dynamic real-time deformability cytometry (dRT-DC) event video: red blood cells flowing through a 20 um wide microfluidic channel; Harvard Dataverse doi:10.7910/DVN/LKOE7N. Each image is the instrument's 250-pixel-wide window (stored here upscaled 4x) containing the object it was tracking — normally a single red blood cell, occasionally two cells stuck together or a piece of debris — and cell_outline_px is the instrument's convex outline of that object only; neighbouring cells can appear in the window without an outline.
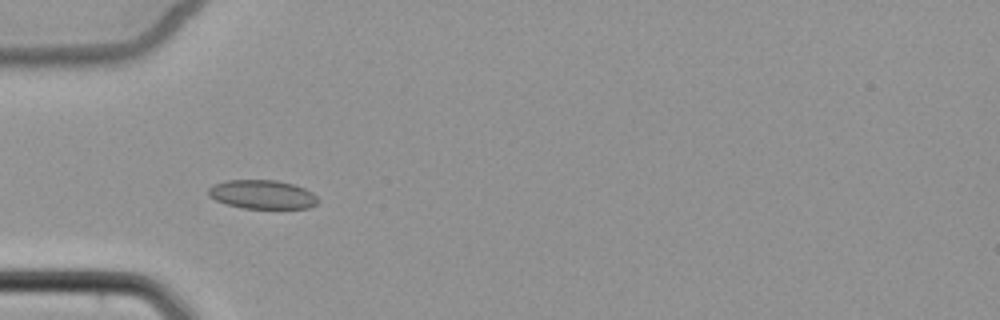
{"species": "common noctule bat (a hibernating species)", "species_latin": "Nyctalus noctula", "temperature_condition": "cold", "stored_images_in_passage": 8, "camera_frame_rate_fps": 3000, "um_per_image_px": 0.085, "animal": {"sex": "female", "body_mass_g": 22.7, "forearm_length_mm": 54.2}, "frame": {"image": 1, "passage_image": 6, "time_ms": 6.0, "image_size_px": [1000, 320], "cell_outline_px": [[320, 200], [316, 204], [308, 208], [244, 208], [228, 204], [216, 200], [208, 196], [208, 188], [212, 184], [228, 180], [276, 180], [292, 184], [304, 188], [312, 192]], "centroid_in_image_um": [22.29, 16.52], "position_along_channel_um": 62.7, "area_um2": 18.38}}
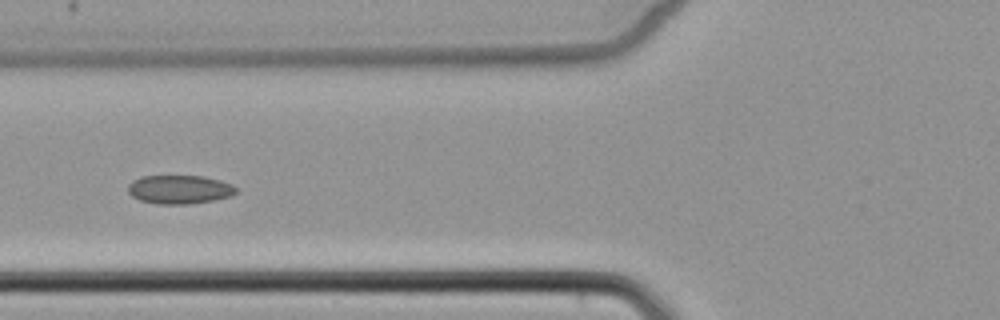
{"frame": {"image": 2, "passage_image": 7, "time_ms": 7.333, "image_size_px": [1000, 320], "cell_outline_px": [[236, 192], [232, 196], [212, 200], [188, 204], [156, 204], [140, 200], [132, 196], [128, 192], [128, 184], [132, 180], [140, 176], [204, 176], [220, 180], [232, 184], [236, 188]], "centroid_in_image_um": [15.24, 16.1], "position_along_channel_um": 110.6, "area_um2": 18.15}}
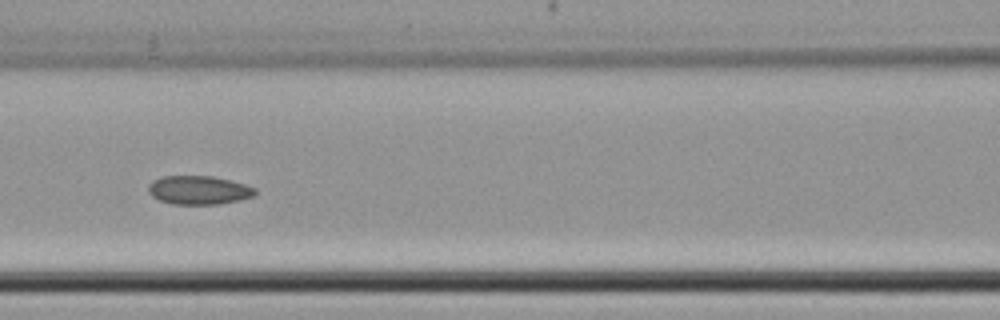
{"frame": {"image": 3, "passage_image": 8, "time_ms": 8.333, "image_size_px": [1000, 320], "cell_outline_px": [[256, 192], [252, 196], [240, 200], [220, 204], [172, 204], [160, 200], [152, 196], [148, 192], [148, 184], [152, 180], [164, 176], [212, 176], [244, 184], [256, 188]], "centroid_in_image_um": [16.87, 16.16], "position_along_channel_um": 149.7, "area_um2": 17.8}}